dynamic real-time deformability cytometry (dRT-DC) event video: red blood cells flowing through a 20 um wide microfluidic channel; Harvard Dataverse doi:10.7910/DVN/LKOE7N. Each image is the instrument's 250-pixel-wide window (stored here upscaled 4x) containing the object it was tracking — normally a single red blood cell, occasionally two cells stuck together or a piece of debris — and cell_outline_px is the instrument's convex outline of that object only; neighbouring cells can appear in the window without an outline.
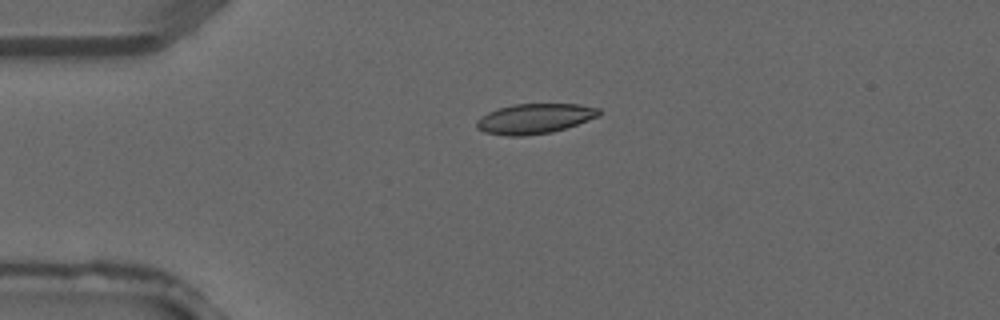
{"species": "common noctule bat (a hibernating species)", "species_latin": "Nyctalus noctula", "temperature_condition": "warm", "stored_images_in_passage": 3, "camera_frame_rate_fps": 3000, "um_per_image_px": 0.085, "animal": {"sex": "male", "forearm_length_mm": 52.5}, "frame": {"image": 1, "passage_image": 2, "time_ms": 0.333, "image_size_px": [1000, 320], "cell_outline_px": [[600, 116], [552, 132], [524, 136], [508, 136], [484, 132], [476, 128], [476, 120], [488, 112], [512, 104], [580, 104], [600, 108]], "centroid_in_image_um": [45.44, 10.08], "position_along_channel_um": 39.6, "area_um2": 21.39}}